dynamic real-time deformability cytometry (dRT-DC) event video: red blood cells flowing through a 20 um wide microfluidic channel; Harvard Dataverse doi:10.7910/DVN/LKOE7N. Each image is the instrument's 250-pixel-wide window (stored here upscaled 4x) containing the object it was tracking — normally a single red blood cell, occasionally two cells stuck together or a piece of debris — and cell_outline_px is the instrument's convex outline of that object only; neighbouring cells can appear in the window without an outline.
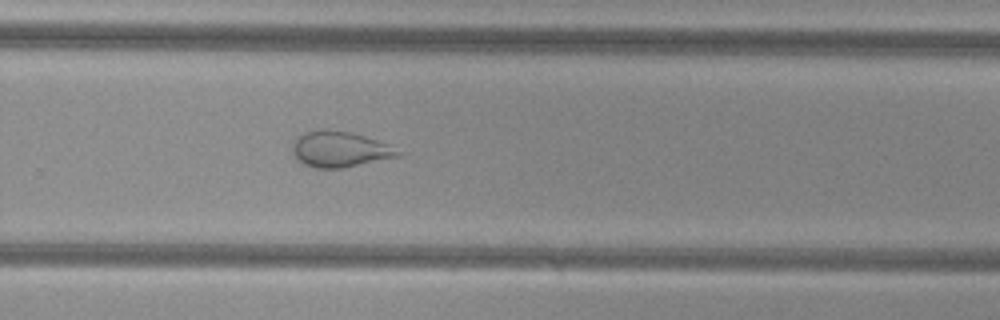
{"species": "common noctule bat (a hibernating species)", "species_latin": "Nyctalus noctula", "temperature_condition": "cold", "stored_images_in_passage": 42, "camera_frame_rate_fps": 3000, "um_per_image_px": 0.085, "animal": {"sex": "female", "body_mass_g": 29.2, "forearm_length_mm": 56.3}, "frame": {"image": 1, "passage_image": 24, "time_ms": 7.667, "image_size_px": [1000, 320], "cell_outline_px": [[400, 156], [344, 168], [316, 168], [304, 164], [292, 152], [292, 144], [304, 132], [324, 128], [352, 132], [392, 144], [400, 152]], "centroid_in_image_um": [28.92, 12.67], "position_along_channel_um": 300.9, "area_um2": 22.14}, "authors_computed_cell_mechanics": {"area_um2": 28.1486, "velocity_mm_per_s": 3.8472, "shape_relaxation_time_tau1_ms": null, "shape_relaxation_time_tau2_ms": 1.3786, "deformation_change_tau1": null, "deformation_change_tau2": 0.0778}}